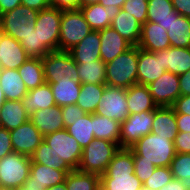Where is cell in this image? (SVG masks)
<instances>
[{
	"instance_id": "1",
	"label": "cell",
	"mask_w": 190,
	"mask_h": 190,
	"mask_svg": "<svg viewBox=\"0 0 190 190\" xmlns=\"http://www.w3.org/2000/svg\"><path fill=\"white\" fill-rule=\"evenodd\" d=\"M143 183L134 173V157L130 148H119L100 175V190H140Z\"/></svg>"
},
{
	"instance_id": "2",
	"label": "cell",
	"mask_w": 190,
	"mask_h": 190,
	"mask_svg": "<svg viewBox=\"0 0 190 190\" xmlns=\"http://www.w3.org/2000/svg\"><path fill=\"white\" fill-rule=\"evenodd\" d=\"M130 149L133 157H142V161L153 163L156 167H170L176 155L174 142L154 133L143 136Z\"/></svg>"
},
{
	"instance_id": "3",
	"label": "cell",
	"mask_w": 190,
	"mask_h": 190,
	"mask_svg": "<svg viewBox=\"0 0 190 190\" xmlns=\"http://www.w3.org/2000/svg\"><path fill=\"white\" fill-rule=\"evenodd\" d=\"M138 58L139 47L132 46L114 60L105 63L106 85L128 89L137 84Z\"/></svg>"
},
{
	"instance_id": "4",
	"label": "cell",
	"mask_w": 190,
	"mask_h": 190,
	"mask_svg": "<svg viewBox=\"0 0 190 190\" xmlns=\"http://www.w3.org/2000/svg\"><path fill=\"white\" fill-rule=\"evenodd\" d=\"M119 148L117 143L95 138L82 150L78 170L98 175L105 173Z\"/></svg>"
},
{
	"instance_id": "5",
	"label": "cell",
	"mask_w": 190,
	"mask_h": 190,
	"mask_svg": "<svg viewBox=\"0 0 190 190\" xmlns=\"http://www.w3.org/2000/svg\"><path fill=\"white\" fill-rule=\"evenodd\" d=\"M31 157L12 152L0 159V187L19 190L28 179Z\"/></svg>"
},
{
	"instance_id": "6",
	"label": "cell",
	"mask_w": 190,
	"mask_h": 190,
	"mask_svg": "<svg viewBox=\"0 0 190 190\" xmlns=\"http://www.w3.org/2000/svg\"><path fill=\"white\" fill-rule=\"evenodd\" d=\"M38 12V10L19 5L0 15V28L4 34L20 42L33 31Z\"/></svg>"
},
{
	"instance_id": "7",
	"label": "cell",
	"mask_w": 190,
	"mask_h": 190,
	"mask_svg": "<svg viewBox=\"0 0 190 190\" xmlns=\"http://www.w3.org/2000/svg\"><path fill=\"white\" fill-rule=\"evenodd\" d=\"M42 59L44 80L56 83L58 80H74L80 83L77 63L69 51H51Z\"/></svg>"
},
{
	"instance_id": "8",
	"label": "cell",
	"mask_w": 190,
	"mask_h": 190,
	"mask_svg": "<svg viewBox=\"0 0 190 190\" xmlns=\"http://www.w3.org/2000/svg\"><path fill=\"white\" fill-rule=\"evenodd\" d=\"M91 31L80 9L64 10L60 22L59 50L69 51Z\"/></svg>"
},
{
	"instance_id": "9",
	"label": "cell",
	"mask_w": 190,
	"mask_h": 190,
	"mask_svg": "<svg viewBox=\"0 0 190 190\" xmlns=\"http://www.w3.org/2000/svg\"><path fill=\"white\" fill-rule=\"evenodd\" d=\"M62 10L49 7L38 12L35 30L39 45L47 52L59 50L60 22Z\"/></svg>"
},
{
	"instance_id": "10",
	"label": "cell",
	"mask_w": 190,
	"mask_h": 190,
	"mask_svg": "<svg viewBox=\"0 0 190 190\" xmlns=\"http://www.w3.org/2000/svg\"><path fill=\"white\" fill-rule=\"evenodd\" d=\"M44 141L53 149L57 157L66 161L73 170L78 169L83 149L66 129L44 136Z\"/></svg>"
},
{
	"instance_id": "11",
	"label": "cell",
	"mask_w": 190,
	"mask_h": 190,
	"mask_svg": "<svg viewBox=\"0 0 190 190\" xmlns=\"http://www.w3.org/2000/svg\"><path fill=\"white\" fill-rule=\"evenodd\" d=\"M127 103L126 89L106 85L95 114L122 123L129 115Z\"/></svg>"
},
{
	"instance_id": "12",
	"label": "cell",
	"mask_w": 190,
	"mask_h": 190,
	"mask_svg": "<svg viewBox=\"0 0 190 190\" xmlns=\"http://www.w3.org/2000/svg\"><path fill=\"white\" fill-rule=\"evenodd\" d=\"M154 121V110L143 111L140 114H129L121 123L120 127V148H130L143 136L151 133L152 122Z\"/></svg>"
},
{
	"instance_id": "13",
	"label": "cell",
	"mask_w": 190,
	"mask_h": 190,
	"mask_svg": "<svg viewBox=\"0 0 190 190\" xmlns=\"http://www.w3.org/2000/svg\"><path fill=\"white\" fill-rule=\"evenodd\" d=\"M67 174L68 172L63 169H53L44 164L32 163L29 177L19 190H46L65 182Z\"/></svg>"
},
{
	"instance_id": "14",
	"label": "cell",
	"mask_w": 190,
	"mask_h": 190,
	"mask_svg": "<svg viewBox=\"0 0 190 190\" xmlns=\"http://www.w3.org/2000/svg\"><path fill=\"white\" fill-rule=\"evenodd\" d=\"M148 88L157 107H171L180 96L179 75L166 71L156 81L151 82Z\"/></svg>"
},
{
	"instance_id": "15",
	"label": "cell",
	"mask_w": 190,
	"mask_h": 190,
	"mask_svg": "<svg viewBox=\"0 0 190 190\" xmlns=\"http://www.w3.org/2000/svg\"><path fill=\"white\" fill-rule=\"evenodd\" d=\"M10 137L13 151L26 156H31L44 140V136L30 120L10 131Z\"/></svg>"
},
{
	"instance_id": "16",
	"label": "cell",
	"mask_w": 190,
	"mask_h": 190,
	"mask_svg": "<svg viewBox=\"0 0 190 190\" xmlns=\"http://www.w3.org/2000/svg\"><path fill=\"white\" fill-rule=\"evenodd\" d=\"M166 72L163 69L161 57L157 52H148L139 48L137 83L141 85H149L156 81Z\"/></svg>"
},
{
	"instance_id": "17",
	"label": "cell",
	"mask_w": 190,
	"mask_h": 190,
	"mask_svg": "<svg viewBox=\"0 0 190 190\" xmlns=\"http://www.w3.org/2000/svg\"><path fill=\"white\" fill-rule=\"evenodd\" d=\"M28 59L20 42L3 33L0 42V69L17 70Z\"/></svg>"
},
{
	"instance_id": "18",
	"label": "cell",
	"mask_w": 190,
	"mask_h": 190,
	"mask_svg": "<svg viewBox=\"0 0 190 190\" xmlns=\"http://www.w3.org/2000/svg\"><path fill=\"white\" fill-rule=\"evenodd\" d=\"M171 46L167 30L154 22L146 21L141 28L138 47L148 52H157Z\"/></svg>"
},
{
	"instance_id": "19",
	"label": "cell",
	"mask_w": 190,
	"mask_h": 190,
	"mask_svg": "<svg viewBox=\"0 0 190 190\" xmlns=\"http://www.w3.org/2000/svg\"><path fill=\"white\" fill-rule=\"evenodd\" d=\"M101 38L100 57L104 63L114 60L133 45L111 26L99 31Z\"/></svg>"
},
{
	"instance_id": "20",
	"label": "cell",
	"mask_w": 190,
	"mask_h": 190,
	"mask_svg": "<svg viewBox=\"0 0 190 190\" xmlns=\"http://www.w3.org/2000/svg\"><path fill=\"white\" fill-rule=\"evenodd\" d=\"M30 121L43 136L65 129L61 107L57 105L35 111L30 116Z\"/></svg>"
},
{
	"instance_id": "21",
	"label": "cell",
	"mask_w": 190,
	"mask_h": 190,
	"mask_svg": "<svg viewBox=\"0 0 190 190\" xmlns=\"http://www.w3.org/2000/svg\"><path fill=\"white\" fill-rule=\"evenodd\" d=\"M88 22L91 30L100 31L111 26L114 17L121 8L115 6L104 7L100 3L79 8Z\"/></svg>"
},
{
	"instance_id": "22",
	"label": "cell",
	"mask_w": 190,
	"mask_h": 190,
	"mask_svg": "<svg viewBox=\"0 0 190 190\" xmlns=\"http://www.w3.org/2000/svg\"><path fill=\"white\" fill-rule=\"evenodd\" d=\"M163 69L176 75L190 70V48L169 47L158 51Z\"/></svg>"
},
{
	"instance_id": "23",
	"label": "cell",
	"mask_w": 190,
	"mask_h": 190,
	"mask_svg": "<svg viewBox=\"0 0 190 190\" xmlns=\"http://www.w3.org/2000/svg\"><path fill=\"white\" fill-rule=\"evenodd\" d=\"M101 38L99 31L91 30L90 33L74 46L69 53L76 63L101 60Z\"/></svg>"
},
{
	"instance_id": "24",
	"label": "cell",
	"mask_w": 190,
	"mask_h": 190,
	"mask_svg": "<svg viewBox=\"0 0 190 190\" xmlns=\"http://www.w3.org/2000/svg\"><path fill=\"white\" fill-rule=\"evenodd\" d=\"M20 101L29 116L37 110L56 105L51 86L47 82H44L37 88L28 90V93Z\"/></svg>"
},
{
	"instance_id": "25",
	"label": "cell",
	"mask_w": 190,
	"mask_h": 190,
	"mask_svg": "<svg viewBox=\"0 0 190 190\" xmlns=\"http://www.w3.org/2000/svg\"><path fill=\"white\" fill-rule=\"evenodd\" d=\"M111 27L133 46H138L142 24L132 14L121 9L112 20Z\"/></svg>"
},
{
	"instance_id": "26",
	"label": "cell",
	"mask_w": 190,
	"mask_h": 190,
	"mask_svg": "<svg viewBox=\"0 0 190 190\" xmlns=\"http://www.w3.org/2000/svg\"><path fill=\"white\" fill-rule=\"evenodd\" d=\"M129 114H140L157 108L147 85L134 84L126 89Z\"/></svg>"
},
{
	"instance_id": "27",
	"label": "cell",
	"mask_w": 190,
	"mask_h": 190,
	"mask_svg": "<svg viewBox=\"0 0 190 190\" xmlns=\"http://www.w3.org/2000/svg\"><path fill=\"white\" fill-rule=\"evenodd\" d=\"M151 133L158 134L174 142L178 133L175 112L172 107H157L154 110V121Z\"/></svg>"
},
{
	"instance_id": "28",
	"label": "cell",
	"mask_w": 190,
	"mask_h": 190,
	"mask_svg": "<svg viewBox=\"0 0 190 190\" xmlns=\"http://www.w3.org/2000/svg\"><path fill=\"white\" fill-rule=\"evenodd\" d=\"M30 120V116L21 101L6 100L0 108V127L9 131Z\"/></svg>"
},
{
	"instance_id": "29",
	"label": "cell",
	"mask_w": 190,
	"mask_h": 190,
	"mask_svg": "<svg viewBox=\"0 0 190 190\" xmlns=\"http://www.w3.org/2000/svg\"><path fill=\"white\" fill-rule=\"evenodd\" d=\"M167 34L171 47L190 48V18L174 10Z\"/></svg>"
},
{
	"instance_id": "30",
	"label": "cell",
	"mask_w": 190,
	"mask_h": 190,
	"mask_svg": "<svg viewBox=\"0 0 190 190\" xmlns=\"http://www.w3.org/2000/svg\"><path fill=\"white\" fill-rule=\"evenodd\" d=\"M0 85L6 100L20 101L28 93L18 70L0 69Z\"/></svg>"
},
{
	"instance_id": "31",
	"label": "cell",
	"mask_w": 190,
	"mask_h": 190,
	"mask_svg": "<svg viewBox=\"0 0 190 190\" xmlns=\"http://www.w3.org/2000/svg\"><path fill=\"white\" fill-rule=\"evenodd\" d=\"M57 106L76 104L81 90V83L72 80H58L49 83Z\"/></svg>"
},
{
	"instance_id": "32",
	"label": "cell",
	"mask_w": 190,
	"mask_h": 190,
	"mask_svg": "<svg viewBox=\"0 0 190 190\" xmlns=\"http://www.w3.org/2000/svg\"><path fill=\"white\" fill-rule=\"evenodd\" d=\"M121 123L93 113V133L96 139H105L119 145Z\"/></svg>"
},
{
	"instance_id": "33",
	"label": "cell",
	"mask_w": 190,
	"mask_h": 190,
	"mask_svg": "<svg viewBox=\"0 0 190 190\" xmlns=\"http://www.w3.org/2000/svg\"><path fill=\"white\" fill-rule=\"evenodd\" d=\"M171 0H148L147 21L154 22L167 30L173 18Z\"/></svg>"
},
{
	"instance_id": "34",
	"label": "cell",
	"mask_w": 190,
	"mask_h": 190,
	"mask_svg": "<svg viewBox=\"0 0 190 190\" xmlns=\"http://www.w3.org/2000/svg\"><path fill=\"white\" fill-rule=\"evenodd\" d=\"M17 70L27 90L37 88L45 82L41 58H29Z\"/></svg>"
},
{
	"instance_id": "35",
	"label": "cell",
	"mask_w": 190,
	"mask_h": 190,
	"mask_svg": "<svg viewBox=\"0 0 190 190\" xmlns=\"http://www.w3.org/2000/svg\"><path fill=\"white\" fill-rule=\"evenodd\" d=\"M81 84L106 85V65L102 60L77 63Z\"/></svg>"
},
{
	"instance_id": "36",
	"label": "cell",
	"mask_w": 190,
	"mask_h": 190,
	"mask_svg": "<svg viewBox=\"0 0 190 190\" xmlns=\"http://www.w3.org/2000/svg\"><path fill=\"white\" fill-rule=\"evenodd\" d=\"M105 87L106 85L103 84H81V90L76 105L85 113H95Z\"/></svg>"
},
{
	"instance_id": "37",
	"label": "cell",
	"mask_w": 190,
	"mask_h": 190,
	"mask_svg": "<svg viewBox=\"0 0 190 190\" xmlns=\"http://www.w3.org/2000/svg\"><path fill=\"white\" fill-rule=\"evenodd\" d=\"M67 190H100V175L75 169L65 178Z\"/></svg>"
},
{
	"instance_id": "38",
	"label": "cell",
	"mask_w": 190,
	"mask_h": 190,
	"mask_svg": "<svg viewBox=\"0 0 190 190\" xmlns=\"http://www.w3.org/2000/svg\"><path fill=\"white\" fill-rule=\"evenodd\" d=\"M67 132L73 136L82 149H84L94 138L93 114L86 113L82 118L73 121L71 126L66 128Z\"/></svg>"
},
{
	"instance_id": "39",
	"label": "cell",
	"mask_w": 190,
	"mask_h": 190,
	"mask_svg": "<svg viewBox=\"0 0 190 190\" xmlns=\"http://www.w3.org/2000/svg\"><path fill=\"white\" fill-rule=\"evenodd\" d=\"M30 157L32 163L44 164L53 169H63L67 172L73 171L66 161L57 157L53 149L44 140Z\"/></svg>"
},
{
	"instance_id": "40",
	"label": "cell",
	"mask_w": 190,
	"mask_h": 190,
	"mask_svg": "<svg viewBox=\"0 0 190 190\" xmlns=\"http://www.w3.org/2000/svg\"><path fill=\"white\" fill-rule=\"evenodd\" d=\"M170 169L173 178L179 180L187 190H190V153H176Z\"/></svg>"
},
{
	"instance_id": "41",
	"label": "cell",
	"mask_w": 190,
	"mask_h": 190,
	"mask_svg": "<svg viewBox=\"0 0 190 190\" xmlns=\"http://www.w3.org/2000/svg\"><path fill=\"white\" fill-rule=\"evenodd\" d=\"M21 46L24 48L26 55L29 58H43L48 53L39 45V36L35 28L31 33L20 41Z\"/></svg>"
},
{
	"instance_id": "42",
	"label": "cell",
	"mask_w": 190,
	"mask_h": 190,
	"mask_svg": "<svg viewBox=\"0 0 190 190\" xmlns=\"http://www.w3.org/2000/svg\"><path fill=\"white\" fill-rule=\"evenodd\" d=\"M173 179L170 167H156L153 174L143 183V186L159 190Z\"/></svg>"
},
{
	"instance_id": "43",
	"label": "cell",
	"mask_w": 190,
	"mask_h": 190,
	"mask_svg": "<svg viewBox=\"0 0 190 190\" xmlns=\"http://www.w3.org/2000/svg\"><path fill=\"white\" fill-rule=\"evenodd\" d=\"M148 0H127L122 9L132 14L142 25L147 21Z\"/></svg>"
},
{
	"instance_id": "44",
	"label": "cell",
	"mask_w": 190,
	"mask_h": 190,
	"mask_svg": "<svg viewBox=\"0 0 190 190\" xmlns=\"http://www.w3.org/2000/svg\"><path fill=\"white\" fill-rule=\"evenodd\" d=\"M156 166L148 161H142V157H134V173L144 183L155 171Z\"/></svg>"
},
{
	"instance_id": "45",
	"label": "cell",
	"mask_w": 190,
	"mask_h": 190,
	"mask_svg": "<svg viewBox=\"0 0 190 190\" xmlns=\"http://www.w3.org/2000/svg\"><path fill=\"white\" fill-rule=\"evenodd\" d=\"M61 113L65 124V129L73 124L76 119L82 118L86 113L76 104L61 107Z\"/></svg>"
},
{
	"instance_id": "46",
	"label": "cell",
	"mask_w": 190,
	"mask_h": 190,
	"mask_svg": "<svg viewBox=\"0 0 190 190\" xmlns=\"http://www.w3.org/2000/svg\"><path fill=\"white\" fill-rule=\"evenodd\" d=\"M174 146L176 153H190V132H178Z\"/></svg>"
},
{
	"instance_id": "47",
	"label": "cell",
	"mask_w": 190,
	"mask_h": 190,
	"mask_svg": "<svg viewBox=\"0 0 190 190\" xmlns=\"http://www.w3.org/2000/svg\"><path fill=\"white\" fill-rule=\"evenodd\" d=\"M13 152L10 131L0 127V159Z\"/></svg>"
},
{
	"instance_id": "48",
	"label": "cell",
	"mask_w": 190,
	"mask_h": 190,
	"mask_svg": "<svg viewBox=\"0 0 190 190\" xmlns=\"http://www.w3.org/2000/svg\"><path fill=\"white\" fill-rule=\"evenodd\" d=\"M171 107L175 114L190 115V95H180Z\"/></svg>"
},
{
	"instance_id": "49",
	"label": "cell",
	"mask_w": 190,
	"mask_h": 190,
	"mask_svg": "<svg viewBox=\"0 0 190 190\" xmlns=\"http://www.w3.org/2000/svg\"><path fill=\"white\" fill-rule=\"evenodd\" d=\"M50 7L59 10H77L80 8V0H49Z\"/></svg>"
},
{
	"instance_id": "50",
	"label": "cell",
	"mask_w": 190,
	"mask_h": 190,
	"mask_svg": "<svg viewBox=\"0 0 190 190\" xmlns=\"http://www.w3.org/2000/svg\"><path fill=\"white\" fill-rule=\"evenodd\" d=\"M171 2L176 12L190 18V0H171Z\"/></svg>"
},
{
	"instance_id": "51",
	"label": "cell",
	"mask_w": 190,
	"mask_h": 190,
	"mask_svg": "<svg viewBox=\"0 0 190 190\" xmlns=\"http://www.w3.org/2000/svg\"><path fill=\"white\" fill-rule=\"evenodd\" d=\"M21 5L34 10H45L50 7L49 0H21Z\"/></svg>"
},
{
	"instance_id": "52",
	"label": "cell",
	"mask_w": 190,
	"mask_h": 190,
	"mask_svg": "<svg viewBox=\"0 0 190 190\" xmlns=\"http://www.w3.org/2000/svg\"><path fill=\"white\" fill-rule=\"evenodd\" d=\"M178 132H190V115L175 114Z\"/></svg>"
},
{
	"instance_id": "53",
	"label": "cell",
	"mask_w": 190,
	"mask_h": 190,
	"mask_svg": "<svg viewBox=\"0 0 190 190\" xmlns=\"http://www.w3.org/2000/svg\"><path fill=\"white\" fill-rule=\"evenodd\" d=\"M180 95H190V70L179 75Z\"/></svg>"
},
{
	"instance_id": "54",
	"label": "cell",
	"mask_w": 190,
	"mask_h": 190,
	"mask_svg": "<svg viewBox=\"0 0 190 190\" xmlns=\"http://www.w3.org/2000/svg\"><path fill=\"white\" fill-rule=\"evenodd\" d=\"M21 5V0H0V15Z\"/></svg>"
},
{
	"instance_id": "55",
	"label": "cell",
	"mask_w": 190,
	"mask_h": 190,
	"mask_svg": "<svg viewBox=\"0 0 190 190\" xmlns=\"http://www.w3.org/2000/svg\"><path fill=\"white\" fill-rule=\"evenodd\" d=\"M159 190H187V189L182 185V183L179 180L173 178L170 182H168Z\"/></svg>"
},
{
	"instance_id": "56",
	"label": "cell",
	"mask_w": 190,
	"mask_h": 190,
	"mask_svg": "<svg viewBox=\"0 0 190 190\" xmlns=\"http://www.w3.org/2000/svg\"><path fill=\"white\" fill-rule=\"evenodd\" d=\"M127 0H100V4L103 5L104 7H109V6H115L118 8L123 7V4L126 2Z\"/></svg>"
},
{
	"instance_id": "57",
	"label": "cell",
	"mask_w": 190,
	"mask_h": 190,
	"mask_svg": "<svg viewBox=\"0 0 190 190\" xmlns=\"http://www.w3.org/2000/svg\"><path fill=\"white\" fill-rule=\"evenodd\" d=\"M96 3H100V0H80V7H86Z\"/></svg>"
},
{
	"instance_id": "58",
	"label": "cell",
	"mask_w": 190,
	"mask_h": 190,
	"mask_svg": "<svg viewBox=\"0 0 190 190\" xmlns=\"http://www.w3.org/2000/svg\"><path fill=\"white\" fill-rule=\"evenodd\" d=\"M46 190H67L65 182L51 186Z\"/></svg>"
},
{
	"instance_id": "59",
	"label": "cell",
	"mask_w": 190,
	"mask_h": 190,
	"mask_svg": "<svg viewBox=\"0 0 190 190\" xmlns=\"http://www.w3.org/2000/svg\"><path fill=\"white\" fill-rule=\"evenodd\" d=\"M5 101H6V98H5L4 92L2 91V87L0 85V108L4 105Z\"/></svg>"
},
{
	"instance_id": "60",
	"label": "cell",
	"mask_w": 190,
	"mask_h": 190,
	"mask_svg": "<svg viewBox=\"0 0 190 190\" xmlns=\"http://www.w3.org/2000/svg\"><path fill=\"white\" fill-rule=\"evenodd\" d=\"M140 190H153V189L145 187V186H142V188Z\"/></svg>"
},
{
	"instance_id": "61",
	"label": "cell",
	"mask_w": 190,
	"mask_h": 190,
	"mask_svg": "<svg viewBox=\"0 0 190 190\" xmlns=\"http://www.w3.org/2000/svg\"><path fill=\"white\" fill-rule=\"evenodd\" d=\"M2 34H3V31H2V29L0 28V42H1V39H2Z\"/></svg>"
},
{
	"instance_id": "62",
	"label": "cell",
	"mask_w": 190,
	"mask_h": 190,
	"mask_svg": "<svg viewBox=\"0 0 190 190\" xmlns=\"http://www.w3.org/2000/svg\"><path fill=\"white\" fill-rule=\"evenodd\" d=\"M0 190H14V189L0 187Z\"/></svg>"
}]
</instances>
